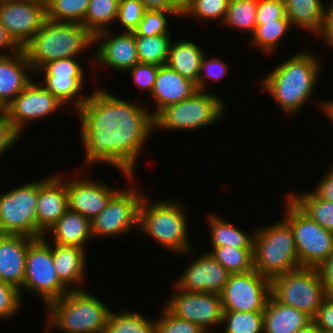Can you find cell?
<instances>
[{
	"label": "cell",
	"mask_w": 333,
	"mask_h": 333,
	"mask_svg": "<svg viewBox=\"0 0 333 333\" xmlns=\"http://www.w3.org/2000/svg\"><path fill=\"white\" fill-rule=\"evenodd\" d=\"M139 101H127L101 87L89 93L73 113L79 117L87 166L112 165L127 181L136 176L137 161L154 132L152 110Z\"/></svg>",
	"instance_id": "6da1fadb"
},
{
	"label": "cell",
	"mask_w": 333,
	"mask_h": 333,
	"mask_svg": "<svg viewBox=\"0 0 333 333\" xmlns=\"http://www.w3.org/2000/svg\"><path fill=\"white\" fill-rule=\"evenodd\" d=\"M322 65L316 54L302 49L273 67L271 72L262 77L259 86L274 99L284 114L297 116L316 91L317 82L323 73Z\"/></svg>",
	"instance_id": "7a4b0ae2"
},
{
	"label": "cell",
	"mask_w": 333,
	"mask_h": 333,
	"mask_svg": "<svg viewBox=\"0 0 333 333\" xmlns=\"http://www.w3.org/2000/svg\"><path fill=\"white\" fill-rule=\"evenodd\" d=\"M147 195L145 193L139 208L140 234L171 253L193 255L186 206L176 199L150 201Z\"/></svg>",
	"instance_id": "3957f363"
},
{
	"label": "cell",
	"mask_w": 333,
	"mask_h": 333,
	"mask_svg": "<svg viewBox=\"0 0 333 333\" xmlns=\"http://www.w3.org/2000/svg\"><path fill=\"white\" fill-rule=\"evenodd\" d=\"M93 46L94 36L82 24L56 22L46 18L22 50L35 73L50 61L79 57Z\"/></svg>",
	"instance_id": "277c9868"
},
{
	"label": "cell",
	"mask_w": 333,
	"mask_h": 333,
	"mask_svg": "<svg viewBox=\"0 0 333 333\" xmlns=\"http://www.w3.org/2000/svg\"><path fill=\"white\" fill-rule=\"evenodd\" d=\"M45 308V323L53 333H105L112 310L85 289L69 291Z\"/></svg>",
	"instance_id": "5b68a950"
},
{
	"label": "cell",
	"mask_w": 333,
	"mask_h": 333,
	"mask_svg": "<svg viewBox=\"0 0 333 333\" xmlns=\"http://www.w3.org/2000/svg\"><path fill=\"white\" fill-rule=\"evenodd\" d=\"M253 257L254 269L268 279L300 268L293 231L282 217L272 225L257 226Z\"/></svg>",
	"instance_id": "8992f818"
},
{
	"label": "cell",
	"mask_w": 333,
	"mask_h": 333,
	"mask_svg": "<svg viewBox=\"0 0 333 333\" xmlns=\"http://www.w3.org/2000/svg\"><path fill=\"white\" fill-rule=\"evenodd\" d=\"M223 97L197 90L185 100L169 105L154 117V131H192L219 122L227 113Z\"/></svg>",
	"instance_id": "52a82bcc"
},
{
	"label": "cell",
	"mask_w": 333,
	"mask_h": 333,
	"mask_svg": "<svg viewBox=\"0 0 333 333\" xmlns=\"http://www.w3.org/2000/svg\"><path fill=\"white\" fill-rule=\"evenodd\" d=\"M283 219L291 226L299 267L319 268L333 253V233L304 213L286 194Z\"/></svg>",
	"instance_id": "ba28073f"
},
{
	"label": "cell",
	"mask_w": 333,
	"mask_h": 333,
	"mask_svg": "<svg viewBox=\"0 0 333 333\" xmlns=\"http://www.w3.org/2000/svg\"><path fill=\"white\" fill-rule=\"evenodd\" d=\"M270 296L313 318L327 297L318 268L300 267L270 279Z\"/></svg>",
	"instance_id": "9c48e42d"
},
{
	"label": "cell",
	"mask_w": 333,
	"mask_h": 333,
	"mask_svg": "<svg viewBox=\"0 0 333 333\" xmlns=\"http://www.w3.org/2000/svg\"><path fill=\"white\" fill-rule=\"evenodd\" d=\"M46 236L35 238L28 246L23 287L20 289L22 299L29 291L37 295L47 306L50 302L60 299L69 290L61 283L54 268L52 244Z\"/></svg>",
	"instance_id": "30bf717a"
},
{
	"label": "cell",
	"mask_w": 333,
	"mask_h": 333,
	"mask_svg": "<svg viewBox=\"0 0 333 333\" xmlns=\"http://www.w3.org/2000/svg\"><path fill=\"white\" fill-rule=\"evenodd\" d=\"M132 176L126 185L121 187L109 200L105 209L91 220L92 236L108 238L123 236L139 229V208L145 193L133 187Z\"/></svg>",
	"instance_id": "8fae6325"
},
{
	"label": "cell",
	"mask_w": 333,
	"mask_h": 333,
	"mask_svg": "<svg viewBox=\"0 0 333 333\" xmlns=\"http://www.w3.org/2000/svg\"><path fill=\"white\" fill-rule=\"evenodd\" d=\"M78 57H68L50 61L39 68L35 75H41L39 82L51 92L71 114L75 113L88 99L83 96L86 84L85 68ZM83 65V66H82ZM39 73V74H37ZM83 90V91H82ZM70 104L72 106H70ZM74 109H73V108ZM71 109V110H70ZM74 110V111H72Z\"/></svg>",
	"instance_id": "7c38bea8"
},
{
	"label": "cell",
	"mask_w": 333,
	"mask_h": 333,
	"mask_svg": "<svg viewBox=\"0 0 333 333\" xmlns=\"http://www.w3.org/2000/svg\"><path fill=\"white\" fill-rule=\"evenodd\" d=\"M38 180L0 194V234L37 238Z\"/></svg>",
	"instance_id": "4fadbf2b"
},
{
	"label": "cell",
	"mask_w": 333,
	"mask_h": 333,
	"mask_svg": "<svg viewBox=\"0 0 333 333\" xmlns=\"http://www.w3.org/2000/svg\"><path fill=\"white\" fill-rule=\"evenodd\" d=\"M172 286L175 292L166 301L164 300V307L176 317L193 322L208 333H215L212 327H218L222 323L221 295L210 292H188L177 288L174 284Z\"/></svg>",
	"instance_id": "5bb4252c"
},
{
	"label": "cell",
	"mask_w": 333,
	"mask_h": 333,
	"mask_svg": "<svg viewBox=\"0 0 333 333\" xmlns=\"http://www.w3.org/2000/svg\"><path fill=\"white\" fill-rule=\"evenodd\" d=\"M220 295L223 311H264L270 296V279L255 269L231 274Z\"/></svg>",
	"instance_id": "9a60e30c"
},
{
	"label": "cell",
	"mask_w": 333,
	"mask_h": 333,
	"mask_svg": "<svg viewBox=\"0 0 333 333\" xmlns=\"http://www.w3.org/2000/svg\"><path fill=\"white\" fill-rule=\"evenodd\" d=\"M62 108L65 106L39 81L33 79L6 107V117L24 135L30 122L43 120Z\"/></svg>",
	"instance_id": "2e32d148"
},
{
	"label": "cell",
	"mask_w": 333,
	"mask_h": 333,
	"mask_svg": "<svg viewBox=\"0 0 333 333\" xmlns=\"http://www.w3.org/2000/svg\"><path fill=\"white\" fill-rule=\"evenodd\" d=\"M46 6L32 0H0V22L22 48L41 28Z\"/></svg>",
	"instance_id": "e0dca14e"
},
{
	"label": "cell",
	"mask_w": 333,
	"mask_h": 333,
	"mask_svg": "<svg viewBox=\"0 0 333 333\" xmlns=\"http://www.w3.org/2000/svg\"><path fill=\"white\" fill-rule=\"evenodd\" d=\"M103 30L94 35L92 61L96 66L108 67L112 70L125 72L139 63L134 32L123 31V34ZM103 65V66H101Z\"/></svg>",
	"instance_id": "ac0fdd59"
},
{
	"label": "cell",
	"mask_w": 333,
	"mask_h": 333,
	"mask_svg": "<svg viewBox=\"0 0 333 333\" xmlns=\"http://www.w3.org/2000/svg\"><path fill=\"white\" fill-rule=\"evenodd\" d=\"M174 285L188 292H210L221 294L231 275L207 251L190 262L189 266L180 273Z\"/></svg>",
	"instance_id": "d6986e66"
},
{
	"label": "cell",
	"mask_w": 333,
	"mask_h": 333,
	"mask_svg": "<svg viewBox=\"0 0 333 333\" xmlns=\"http://www.w3.org/2000/svg\"><path fill=\"white\" fill-rule=\"evenodd\" d=\"M67 178L68 209L92 220L107 206L110 198L120 189L109 187L89 176Z\"/></svg>",
	"instance_id": "ffe728a7"
},
{
	"label": "cell",
	"mask_w": 333,
	"mask_h": 333,
	"mask_svg": "<svg viewBox=\"0 0 333 333\" xmlns=\"http://www.w3.org/2000/svg\"><path fill=\"white\" fill-rule=\"evenodd\" d=\"M65 179L58 173L38 180L37 238L43 237L68 209Z\"/></svg>",
	"instance_id": "44dd1931"
},
{
	"label": "cell",
	"mask_w": 333,
	"mask_h": 333,
	"mask_svg": "<svg viewBox=\"0 0 333 333\" xmlns=\"http://www.w3.org/2000/svg\"><path fill=\"white\" fill-rule=\"evenodd\" d=\"M33 240L24 235L0 234V282L19 290L23 287L27 248Z\"/></svg>",
	"instance_id": "7402d4cb"
},
{
	"label": "cell",
	"mask_w": 333,
	"mask_h": 333,
	"mask_svg": "<svg viewBox=\"0 0 333 333\" xmlns=\"http://www.w3.org/2000/svg\"><path fill=\"white\" fill-rule=\"evenodd\" d=\"M196 84L171 69L167 65L158 67L155 85L151 93L155 104L151 112L155 117L165 107L189 98L197 91Z\"/></svg>",
	"instance_id": "603a6c76"
},
{
	"label": "cell",
	"mask_w": 333,
	"mask_h": 333,
	"mask_svg": "<svg viewBox=\"0 0 333 333\" xmlns=\"http://www.w3.org/2000/svg\"><path fill=\"white\" fill-rule=\"evenodd\" d=\"M30 74L35 76L22 48L0 56V101L5 107L33 80Z\"/></svg>",
	"instance_id": "cb8c5ba5"
},
{
	"label": "cell",
	"mask_w": 333,
	"mask_h": 333,
	"mask_svg": "<svg viewBox=\"0 0 333 333\" xmlns=\"http://www.w3.org/2000/svg\"><path fill=\"white\" fill-rule=\"evenodd\" d=\"M87 249L52 243L54 268L61 283L69 290H83L86 282ZM87 265V266H86Z\"/></svg>",
	"instance_id": "d4e9b609"
},
{
	"label": "cell",
	"mask_w": 333,
	"mask_h": 333,
	"mask_svg": "<svg viewBox=\"0 0 333 333\" xmlns=\"http://www.w3.org/2000/svg\"><path fill=\"white\" fill-rule=\"evenodd\" d=\"M50 234V235H49ZM52 243L59 245L77 246L86 248L88 241L92 239L91 220L82 216L78 212L67 211L60 219L45 233L44 236Z\"/></svg>",
	"instance_id": "484cf974"
},
{
	"label": "cell",
	"mask_w": 333,
	"mask_h": 333,
	"mask_svg": "<svg viewBox=\"0 0 333 333\" xmlns=\"http://www.w3.org/2000/svg\"><path fill=\"white\" fill-rule=\"evenodd\" d=\"M311 320L306 313L269 296L263 311V333H296Z\"/></svg>",
	"instance_id": "4316f807"
},
{
	"label": "cell",
	"mask_w": 333,
	"mask_h": 333,
	"mask_svg": "<svg viewBox=\"0 0 333 333\" xmlns=\"http://www.w3.org/2000/svg\"><path fill=\"white\" fill-rule=\"evenodd\" d=\"M292 27L306 30L314 37L323 31L326 7L323 0H283Z\"/></svg>",
	"instance_id": "83f0119b"
},
{
	"label": "cell",
	"mask_w": 333,
	"mask_h": 333,
	"mask_svg": "<svg viewBox=\"0 0 333 333\" xmlns=\"http://www.w3.org/2000/svg\"><path fill=\"white\" fill-rule=\"evenodd\" d=\"M174 41L170 44L166 65L196 84L205 49L191 39Z\"/></svg>",
	"instance_id": "f1b7e54d"
},
{
	"label": "cell",
	"mask_w": 333,
	"mask_h": 333,
	"mask_svg": "<svg viewBox=\"0 0 333 333\" xmlns=\"http://www.w3.org/2000/svg\"><path fill=\"white\" fill-rule=\"evenodd\" d=\"M208 233L211 238V247H236V248H253L254 232H245L230 221L220 218L216 213L208 214ZM251 233V234H250Z\"/></svg>",
	"instance_id": "f546056e"
},
{
	"label": "cell",
	"mask_w": 333,
	"mask_h": 333,
	"mask_svg": "<svg viewBox=\"0 0 333 333\" xmlns=\"http://www.w3.org/2000/svg\"><path fill=\"white\" fill-rule=\"evenodd\" d=\"M285 194L312 220L333 233V202L318 198L311 190ZM295 193V194H294Z\"/></svg>",
	"instance_id": "4dcf8cb0"
},
{
	"label": "cell",
	"mask_w": 333,
	"mask_h": 333,
	"mask_svg": "<svg viewBox=\"0 0 333 333\" xmlns=\"http://www.w3.org/2000/svg\"><path fill=\"white\" fill-rule=\"evenodd\" d=\"M110 312L105 333H156L155 320L134 310Z\"/></svg>",
	"instance_id": "1f68e13d"
},
{
	"label": "cell",
	"mask_w": 333,
	"mask_h": 333,
	"mask_svg": "<svg viewBox=\"0 0 333 333\" xmlns=\"http://www.w3.org/2000/svg\"><path fill=\"white\" fill-rule=\"evenodd\" d=\"M291 28L293 27L289 19H280L263 25H256L250 44L255 46L256 49H260L263 54H268L269 56L271 54L272 56L279 49L280 42L285 39Z\"/></svg>",
	"instance_id": "d6a6232c"
},
{
	"label": "cell",
	"mask_w": 333,
	"mask_h": 333,
	"mask_svg": "<svg viewBox=\"0 0 333 333\" xmlns=\"http://www.w3.org/2000/svg\"><path fill=\"white\" fill-rule=\"evenodd\" d=\"M120 0H90L82 25L94 36L115 26Z\"/></svg>",
	"instance_id": "836d02e7"
},
{
	"label": "cell",
	"mask_w": 333,
	"mask_h": 333,
	"mask_svg": "<svg viewBox=\"0 0 333 333\" xmlns=\"http://www.w3.org/2000/svg\"><path fill=\"white\" fill-rule=\"evenodd\" d=\"M257 0H229L222 24L253 35L256 28Z\"/></svg>",
	"instance_id": "e575fe53"
},
{
	"label": "cell",
	"mask_w": 333,
	"mask_h": 333,
	"mask_svg": "<svg viewBox=\"0 0 333 333\" xmlns=\"http://www.w3.org/2000/svg\"><path fill=\"white\" fill-rule=\"evenodd\" d=\"M171 37V35L135 36L139 62L158 66L166 65L173 39Z\"/></svg>",
	"instance_id": "d590c367"
},
{
	"label": "cell",
	"mask_w": 333,
	"mask_h": 333,
	"mask_svg": "<svg viewBox=\"0 0 333 333\" xmlns=\"http://www.w3.org/2000/svg\"><path fill=\"white\" fill-rule=\"evenodd\" d=\"M208 252L230 274L245 273L254 269L253 248L212 247Z\"/></svg>",
	"instance_id": "8d00e7d4"
},
{
	"label": "cell",
	"mask_w": 333,
	"mask_h": 333,
	"mask_svg": "<svg viewBox=\"0 0 333 333\" xmlns=\"http://www.w3.org/2000/svg\"><path fill=\"white\" fill-rule=\"evenodd\" d=\"M221 325L224 333H263V311H223Z\"/></svg>",
	"instance_id": "74e56055"
},
{
	"label": "cell",
	"mask_w": 333,
	"mask_h": 333,
	"mask_svg": "<svg viewBox=\"0 0 333 333\" xmlns=\"http://www.w3.org/2000/svg\"><path fill=\"white\" fill-rule=\"evenodd\" d=\"M90 0H50L46 5V18L56 22L82 24Z\"/></svg>",
	"instance_id": "f35d334b"
},
{
	"label": "cell",
	"mask_w": 333,
	"mask_h": 333,
	"mask_svg": "<svg viewBox=\"0 0 333 333\" xmlns=\"http://www.w3.org/2000/svg\"><path fill=\"white\" fill-rule=\"evenodd\" d=\"M229 0H187L184 17L197 19V21L214 20L224 21L228 9ZM199 19V20H198Z\"/></svg>",
	"instance_id": "ab89813d"
},
{
	"label": "cell",
	"mask_w": 333,
	"mask_h": 333,
	"mask_svg": "<svg viewBox=\"0 0 333 333\" xmlns=\"http://www.w3.org/2000/svg\"><path fill=\"white\" fill-rule=\"evenodd\" d=\"M170 16L175 17L176 15L168 11H146L133 32L135 36L172 35L168 27V17Z\"/></svg>",
	"instance_id": "60d3db41"
},
{
	"label": "cell",
	"mask_w": 333,
	"mask_h": 333,
	"mask_svg": "<svg viewBox=\"0 0 333 333\" xmlns=\"http://www.w3.org/2000/svg\"><path fill=\"white\" fill-rule=\"evenodd\" d=\"M160 310V315L155 319L156 333H208L201 326L176 317L164 306Z\"/></svg>",
	"instance_id": "b9f144b4"
},
{
	"label": "cell",
	"mask_w": 333,
	"mask_h": 333,
	"mask_svg": "<svg viewBox=\"0 0 333 333\" xmlns=\"http://www.w3.org/2000/svg\"><path fill=\"white\" fill-rule=\"evenodd\" d=\"M229 69V66L222 58L220 59L217 56H208L207 58L205 54L201 61L200 73L196 83L197 89L208 92L209 89L207 88H210L207 85L209 84L208 80L219 82L228 74Z\"/></svg>",
	"instance_id": "7bdbcfd3"
},
{
	"label": "cell",
	"mask_w": 333,
	"mask_h": 333,
	"mask_svg": "<svg viewBox=\"0 0 333 333\" xmlns=\"http://www.w3.org/2000/svg\"><path fill=\"white\" fill-rule=\"evenodd\" d=\"M146 12L140 0H120L115 25L123 31L133 32Z\"/></svg>",
	"instance_id": "ee69618b"
},
{
	"label": "cell",
	"mask_w": 333,
	"mask_h": 333,
	"mask_svg": "<svg viewBox=\"0 0 333 333\" xmlns=\"http://www.w3.org/2000/svg\"><path fill=\"white\" fill-rule=\"evenodd\" d=\"M20 290L6 282H0V320H11L24 307Z\"/></svg>",
	"instance_id": "f6af8a7d"
},
{
	"label": "cell",
	"mask_w": 333,
	"mask_h": 333,
	"mask_svg": "<svg viewBox=\"0 0 333 333\" xmlns=\"http://www.w3.org/2000/svg\"><path fill=\"white\" fill-rule=\"evenodd\" d=\"M158 67L159 66L155 64L139 62L126 72H130L131 79L136 87L147 91V94L151 95L155 85Z\"/></svg>",
	"instance_id": "bcb514c9"
},
{
	"label": "cell",
	"mask_w": 333,
	"mask_h": 333,
	"mask_svg": "<svg viewBox=\"0 0 333 333\" xmlns=\"http://www.w3.org/2000/svg\"><path fill=\"white\" fill-rule=\"evenodd\" d=\"M256 25L288 19L283 0H257Z\"/></svg>",
	"instance_id": "7dc6e473"
},
{
	"label": "cell",
	"mask_w": 333,
	"mask_h": 333,
	"mask_svg": "<svg viewBox=\"0 0 333 333\" xmlns=\"http://www.w3.org/2000/svg\"><path fill=\"white\" fill-rule=\"evenodd\" d=\"M146 11H168L182 17L187 0H140Z\"/></svg>",
	"instance_id": "c3c4849f"
},
{
	"label": "cell",
	"mask_w": 333,
	"mask_h": 333,
	"mask_svg": "<svg viewBox=\"0 0 333 333\" xmlns=\"http://www.w3.org/2000/svg\"><path fill=\"white\" fill-rule=\"evenodd\" d=\"M21 134L16 130L13 124L3 117L0 119V158L19 142ZM15 144V145H14Z\"/></svg>",
	"instance_id": "681fc988"
},
{
	"label": "cell",
	"mask_w": 333,
	"mask_h": 333,
	"mask_svg": "<svg viewBox=\"0 0 333 333\" xmlns=\"http://www.w3.org/2000/svg\"><path fill=\"white\" fill-rule=\"evenodd\" d=\"M312 320L323 333H333V298L326 297Z\"/></svg>",
	"instance_id": "f907efd6"
},
{
	"label": "cell",
	"mask_w": 333,
	"mask_h": 333,
	"mask_svg": "<svg viewBox=\"0 0 333 333\" xmlns=\"http://www.w3.org/2000/svg\"><path fill=\"white\" fill-rule=\"evenodd\" d=\"M317 181L318 184L311 191L320 199L333 202V164Z\"/></svg>",
	"instance_id": "816d5d0a"
},
{
	"label": "cell",
	"mask_w": 333,
	"mask_h": 333,
	"mask_svg": "<svg viewBox=\"0 0 333 333\" xmlns=\"http://www.w3.org/2000/svg\"><path fill=\"white\" fill-rule=\"evenodd\" d=\"M326 7V15L325 21L323 25V31L318 36L319 39L321 38L325 43L327 48L330 47L329 50L333 49V0H330L329 3H325Z\"/></svg>",
	"instance_id": "f5cc1de1"
},
{
	"label": "cell",
	"mask_w": 333,
	"mask_h": 333,
	"mask_svg": "<svg viewBox=\"0 0 333 333\" xmlns=\"http://www.w3.org/2000/svg\"><path fill=\"white\" fill-rule=\"evenodd\" d=\"M325 288L326 295L333 298V253L331 256L318 268Z\"/></svg>",
	"instance_id": "db71d44e"
},
{
	"label": "cell",
	"mask_w": 333,
	"mask_h": 333,
	"mask_svg": "<svg viewBox=\"0 0 333 333\" xmlns=\"http://www.w3.org/2000/svg\"><path fill=\"white\" fill-rule=\"evenodd\" d=\"M21 48L11 39L6 29L0 22V56H7Z\"/></svg>",
	"instance_id": "11a10c76"
},
{
	"label": "cell",
	"mask_w": 333,
	"mask_h": 333,
	"mask_svg": "<svg viewBox=\"0 0 333 333\" xmlns=\"http://www.w3.org/2000/svg\"><path fill=\"white\" fill-rule=\"evenodd\" d=\"M320 104V105H319ZM317 107L320 108V111L324 113L328 121L333 123V100H323L322 102H317Z\"/></svg>",
	"instance_id": "9f6ffc18"
},
{
	"label": "cell",
	"mask_w": 333,
	"mask_h": 333,
	"mask_svg": "<svg viewBox=\"0 0 333 333\" xmlns=\"http://www.w3.org/2000/svg\"><path fill=\"white\" fill-rule=\"evenodd\" d=\"M296 333H323L317 324L311 320L304 327H301Z\"/></svg>",
	"instance_id": "6f0895ef"
},
{
	"label": "cell",
	"mask_w": 333,
	"mask_h": 333,
	"mask_svg": "<svg viewBox=\"0 0 333 333\" xmlns=\"http://www.w3.org/2000/svg\"><path fill=\"white\" fill-rule=\"evenodd\" d=\"M6 116V107L0 101V119Z\"/></svg>",
	"instance_id": "680465c9"
},
{
	"label": "cell",
	"mask_w": 333,
	"mask_h": 333,
	"mask_svg": "<svg viewBox=\"0 0 333 333\" xmlns=\"http://www.w3.org/2000/svg\"><path fill=\"white\" fill-rule=\"evenodd\" d=\"M32 1L40 2V3L44 4L45 6L50 2V0H32Z\"/></svg>",
	"instance_id": "91938a15"
},
{
	"label": "cell",
	"mask_w": 333,
	"mask_h": 333,
	"mask_svg": "<svg viewBox=\"0 0 333 333\" xmlns=\"http://www.w3.org/2000/svg\"><path fill=\"white\" fill-rule=\"evenodd\" d=\"M45 329H43V332L41 333H53L52 330H50L46 325L44 326Z\"/></svg>",
	"instance_id": "94428289"
}]
</instances>
